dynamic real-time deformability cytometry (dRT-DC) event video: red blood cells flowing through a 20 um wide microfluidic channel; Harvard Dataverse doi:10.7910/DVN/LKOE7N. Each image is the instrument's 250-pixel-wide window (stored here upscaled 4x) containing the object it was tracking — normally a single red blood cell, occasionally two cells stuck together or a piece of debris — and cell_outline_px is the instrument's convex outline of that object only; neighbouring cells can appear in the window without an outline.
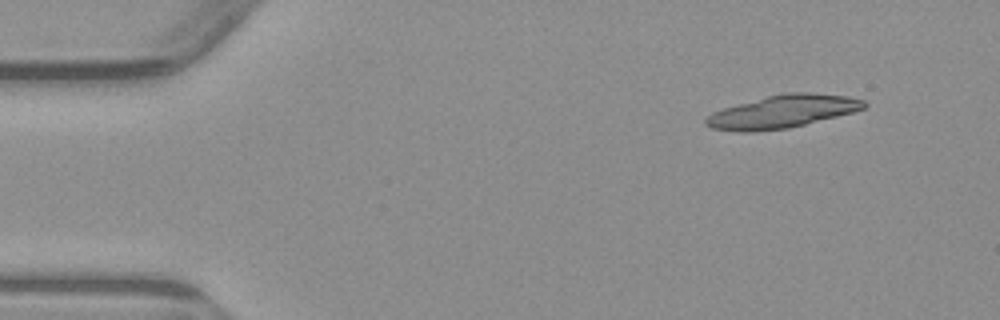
{"species": "common noctule bat (a hibernating species)", "species_latin": "Nyctalus noctula", "temperature_condition": "warm", "stored_images_in_passage": 8, "camera_frame_rate_fps": 3000, "um_per_image_px": 0.085, "animal": {"sex": "male", "body_mass_g": 23.1, "forearm_length_mm": 52.7}, "frame": {"image": 1, "passage_image": 1, "time_ms": 0.0, "image_size_px": [1000, 320], "cell_outline_px": [[868, 104], [864, 108], [852, 112], [788, 128], [752, 132], [736, 132], [712, 128], [704, 124], [704, 120], [712, 112], [724, 108], [768, 96], [784, 92], [812, 92], [848, 96], [864, 100]], "centroid_in_image_um": [66.5, 9.48], "position_along_channel_um": 18.5, "area_um2": 30.11}}
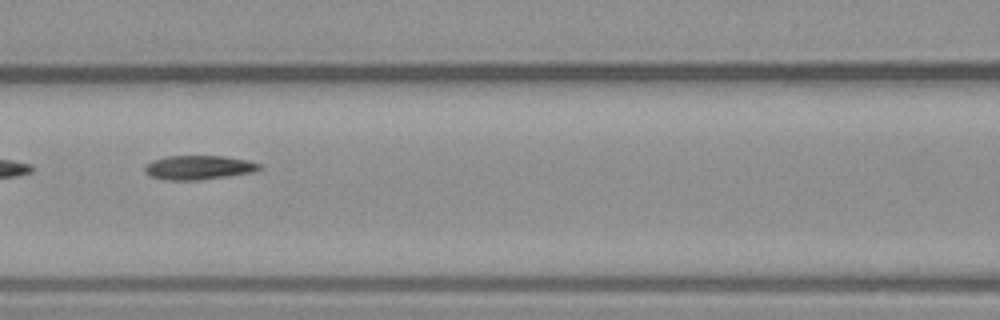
{"frame": {"image": 2, "passage_image": 6, "time_ms": 6.0, "image_size_px": [1000, 320], "cell_outline_px": [[264, 168], [256, 172], [200, 180], [164, 180], [148, 176], [144, 172], [144, 164], [152, 160], [168, 156], [224, 156], [248, 160], [260, 164]], "centroid_in_image_um": [16.88, 14.24], "position_along_channel_um": 149.7, "area_um2": 16.47}}
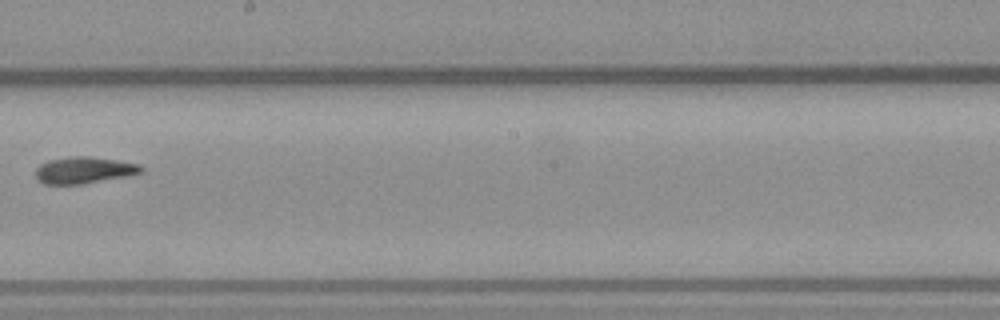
{"frame": {"image": 3, "passage_image": 8, "time_ms": 8.333, "image_size_px": [1000, 320], "cell_outline_px": [[144, 172], [128, 176], [80, 184], [44, 184], [36, 180], [36, 168], [40, 164], [48, 160], [72, 156], [92, 156], [140, 164], [144, 168]], "centroid_in_image_um": [7.15, 14.46], "position_along_channel_um": 241.1, "area_um2": 16.53}}